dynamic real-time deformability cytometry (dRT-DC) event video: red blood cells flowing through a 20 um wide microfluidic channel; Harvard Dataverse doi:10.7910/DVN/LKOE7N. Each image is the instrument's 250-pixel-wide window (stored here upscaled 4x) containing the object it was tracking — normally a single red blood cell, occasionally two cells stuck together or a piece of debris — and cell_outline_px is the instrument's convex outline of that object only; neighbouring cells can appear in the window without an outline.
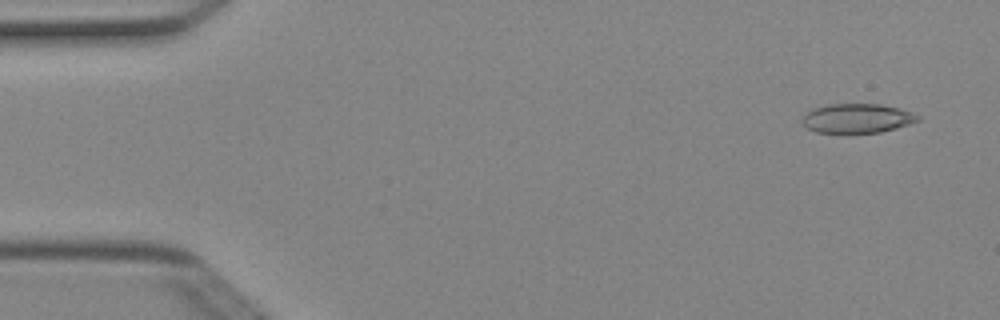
{"species": "Egyptian fruit bat (a non-hibernating species)", "species_latin": "Rousettus aegyptiacus", "temperature_condition": "cold", "stored_images_in_passage": 4, "camera_frame_rate_fps": 3000, "um_per_image_px": 0.085, "animal": {"sex": "female"}, "frame": {"image": 1, "passage_image": 1, "time_ms": 0.0, "image_size_px": [1000, 320], "cell_outline_px": [[920, 120], [896, 128], [880, 132], [816, 132], [808, 128], [804, 124], [804, 116], [812, 108], [828, 104], [880, 104], [900, 108], [912, 112], [920, 116]], "centroid_in_image_um": [72.9, 10.04], "position_along_channel_um": 12.1, "area_um2": 19.48}}
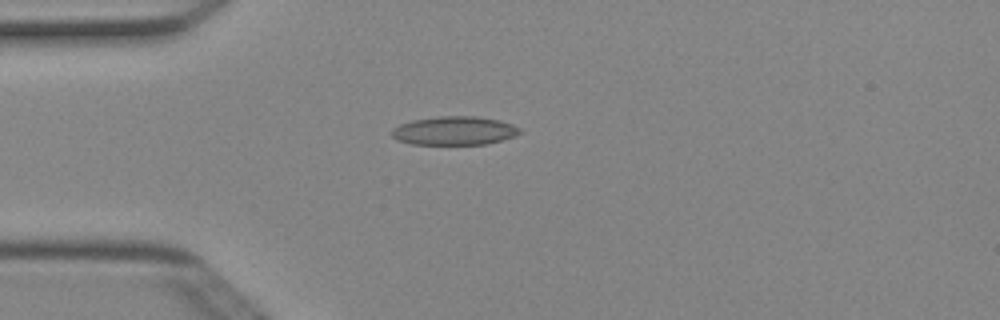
{"frame": {"image": 2, "passage_image": 4, "time_ms": 1.0, "image_size_px": [1000, 320], "cell_outline_px": [[524, 132], [516, 136], [484, 144], [412, 144], [396, 140], [392, 136], [392, 128], [400, 124], [412, 120], [440, 116], [476, 116], [500, 120], [512, 124], [520, 128]], "centroid_in_image_um": [38.64, 11.1], "position_along_channel_um": 46.4, "area_um2": 21.44}}